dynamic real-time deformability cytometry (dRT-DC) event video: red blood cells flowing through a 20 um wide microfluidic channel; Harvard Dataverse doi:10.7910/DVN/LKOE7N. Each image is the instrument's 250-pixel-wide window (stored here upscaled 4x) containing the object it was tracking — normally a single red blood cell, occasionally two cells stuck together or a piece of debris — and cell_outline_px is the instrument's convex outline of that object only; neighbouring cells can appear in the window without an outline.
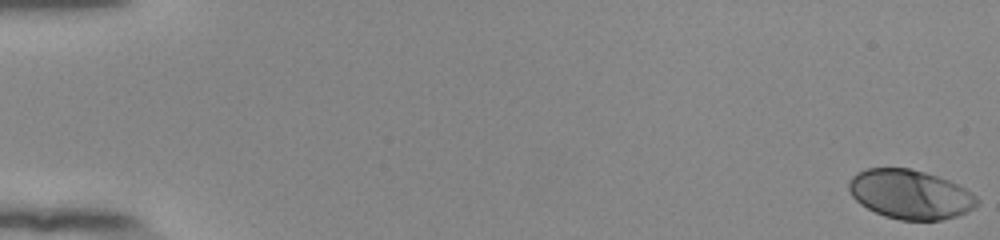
{"species": "human", "species_latin": "Homo sapiens", "temperature_condition": "room temperature", "stored_images_in_passage": 55, "camera_frame_rate_fps": 3000, "um_per_image_px": 0.085, "donor": {"sex": "female"}, "frame": {"image": 1, "passage_image": 1, "time_ms": 0.0, "image_size_px": [1000, 240], "cell_outline_px": [[980, 204], [976, 208], [956, 216], [940, 220], [900, 220], [884, 216], [860, 204], [852, 196], [848, 188], [848, 184], [852, 176], [856, 172], [868, 168], [908, 168], [924, 172], [948, 180], [972, 192], [980, 200]], "centroid_in_image_um": [77.38, 16.52], "position_along_channel_um": 7.6, "area_um2": 36.82}}
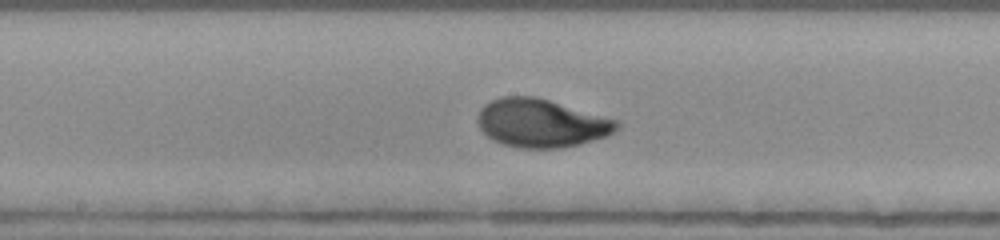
{"frame": {"image": 2, "passage_image": 31, "time_ms": 10.0, "image_size_px": [1000, 240], "cell_outline_px": [[620, 128], [616, 132], [580, 144], [560, 148], [520, 148], [504, 144], [492, 140], [480, 128], [476, 120], [480, 108], [484, 104], [492, 100], [504, 96], [536, 96], [620, 120]], "centroid_in_image_um": [46.02, 10.45], "position_along_channel_um": 202.2, "area_um2": 39.42}}
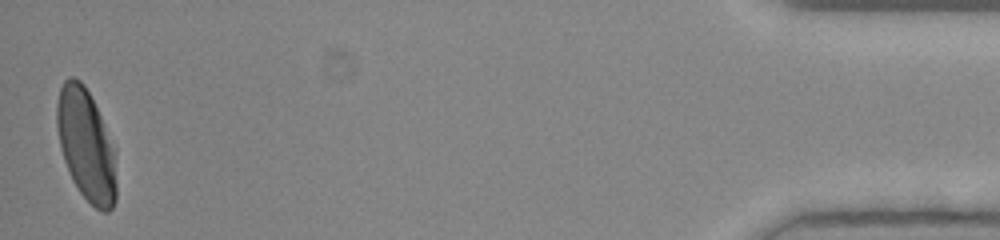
{"frame": {"image": 3, "passage_image": 55, "time_ms": 18.0, "image_size_px": [1000, 240], "cell_outline_px": [[116, 200], [112, 208], [108, 212], [100, 212], [80, 192], [72, 180], [64, 160], [60, 148], [56, 124], [56, 104], [60, 88], [64, 80], [68, 76], [72, 76], [80, 80], [84, 84], [100, 116], [116, 152]], "centroid_in_image_um": [7.32, 12.34], "position_along_channel_um": 427.9, "area_um2": 38.78}, "authors_computed_cell_mechanics": {"area_um2": 37.5122, "velocity_mm_per_s": 3.8613, "shape_relaxation_time_tau1_ms": 2.9447, "shape_relaxation_time_tau2_ms": null, "deformation_change_tau1": 0.1734, "deformation_change_tau2": null}}